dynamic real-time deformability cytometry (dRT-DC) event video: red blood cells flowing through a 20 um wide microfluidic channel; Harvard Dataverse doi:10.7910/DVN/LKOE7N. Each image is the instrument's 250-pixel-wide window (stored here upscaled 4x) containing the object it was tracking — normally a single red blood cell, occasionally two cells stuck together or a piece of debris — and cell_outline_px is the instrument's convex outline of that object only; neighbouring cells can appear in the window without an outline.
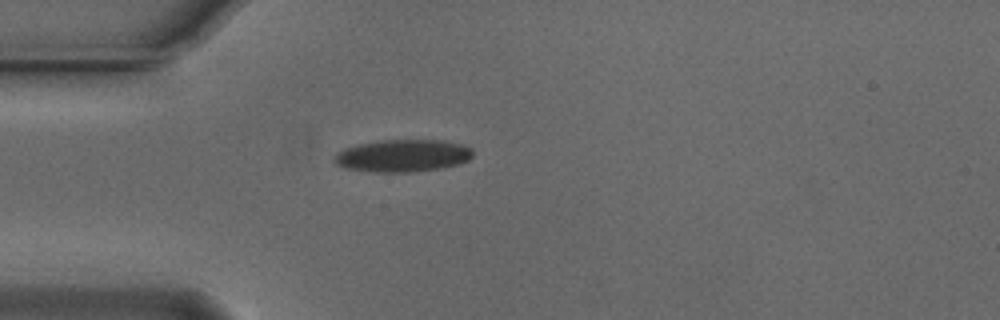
{"species": "Egyptian fruit bat (a non-hibernating species)", "species_latin": "Rousettus aegyptiacus", "temperature_condition": "cold", "stored_images_in_passage": 40, "camera_frame_rate_fps": 3000, "um_per_image_px": 0.085, "animal": {"sex": "male"}, "frame": {"image": 1, "passage_image": 1, "time_ms": 0.0, "image_size_px": [1000, 320], "cell_outline_px": [[472, 156], [468, 160], [460, 164], [440, 168], [412, 172], [372, 172], [344, 168], [336, 164], [332, 160], [332, 156], [336, 152], [344, 148], [356, 144], [380, 140], [444, 140], [464, 144], [472, 148]], "centroid_in_image_um": [34.2, 13.23], "position_along_channel_um": 50.8, "area_um2": 26.59}}
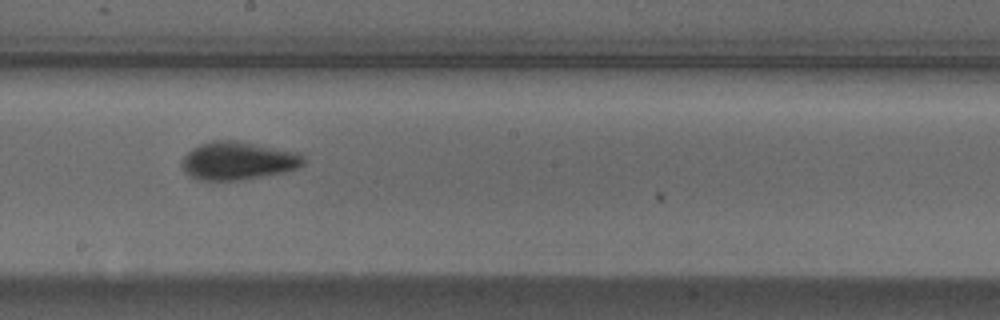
{"frame": {"image": 2, "passage_image": 16, "time_ms": 5.0, "image_size_px": [1000, 320], "cell_outline_px": [[304, 164], [296, 168], [284, 172], [240, 180], [200, 180], [188, 176], [184, 172], [180, 164], [184, 156], [192, 148], [200, 144], [212, 140], [236, 140], [300, 152], [304, 156]], "centroid_in_image_um": [20.21, 13.65], "position_along_channel_um": 228.0, "area_um2": 27.22}}
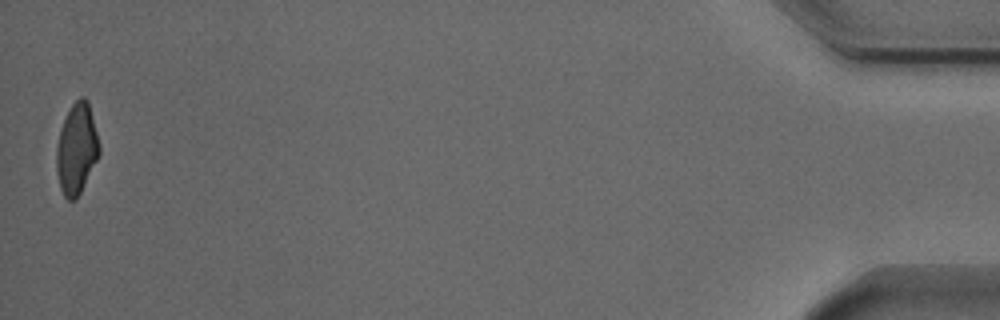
{"frame": {"image": 3, "passage_image": 40, "time_ms": 13.0, "image_size_px": [1000, 320], "cell_outline_px": [[100, 152], [80, 192], [72, 200], [68, 200], [64, 196], [60, 188], [56, 172], [56, 148], [60, 128], [72, 104], [80, 96], [84, 96], [88, 100], [100, 148]], "centroid_in_image_um": [6.49, 12.63], "position_along_channel_um": 428.7, "area_um2": 22.25}, "authors_computed_cell_mechanics": {"area_um2": 24.5939, "velocity_mm_per_s": 3.741, "shape_relaxation_time_tau1_ms": 3.0606, "shape_relaxation_time_tau2_ms": 2.5994, "deformation_change_tau1": 0.1439, "deformation_change_tau2": 0.0755}}